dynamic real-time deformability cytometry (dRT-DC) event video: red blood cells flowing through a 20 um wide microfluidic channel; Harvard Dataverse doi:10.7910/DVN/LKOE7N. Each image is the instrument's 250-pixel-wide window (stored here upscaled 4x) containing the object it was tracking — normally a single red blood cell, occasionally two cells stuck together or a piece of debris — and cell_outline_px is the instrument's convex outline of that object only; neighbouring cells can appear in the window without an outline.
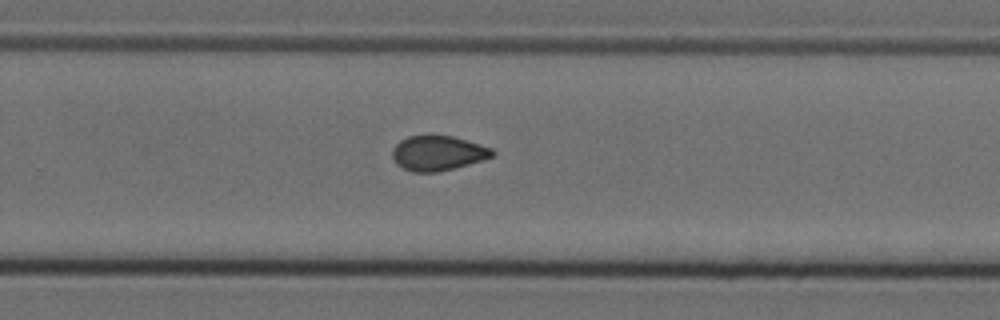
{"species": "Egyptian fruit bat (a non-hibernating species)", "species_latin": "Rousettus aegyptiacus", "temperature_condition": "cold", "stored_images_in_passage": 10, "camera_frame_rate_fps": 3000, "um_per_image_px": 0.085, "animal": {"sex": "female"}, "frame": {"image": 1, "passage_image": 10, "time_ms": 3.0, "image_size_px": [1000, 320], "cell_outline_px": [[496, 156], [484, 160], [436, 172], [412, 172], [396, 164], [392, 156], [392, 152], [396, 144], [400, 140], [408, 136], [428, 132], [432, 132], [452, 136], [492, 148], [496, 152]], "centroid_in_image_um": [37.22, 12.97], "position_along_channel_um": 292.6, "area_um2": 20.87}}